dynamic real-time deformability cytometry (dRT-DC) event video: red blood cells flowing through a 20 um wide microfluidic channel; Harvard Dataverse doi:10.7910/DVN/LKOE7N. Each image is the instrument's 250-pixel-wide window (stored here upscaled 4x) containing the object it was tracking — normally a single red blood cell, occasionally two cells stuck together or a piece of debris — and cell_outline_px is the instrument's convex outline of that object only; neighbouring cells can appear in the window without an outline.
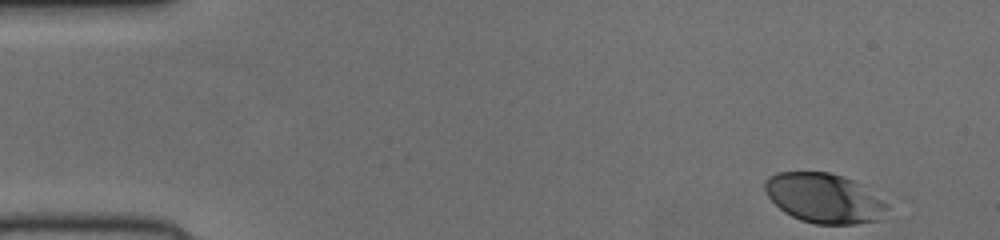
{"species": "human", "species_latin": "Homo sapiens", "temperature_condition": "cold", "stored_images_in_passage": 49, "camera_frame_rate_fps": 3000, "um_per_image_px": 0.085, "donor": {"sex": "female"}, "frame": {"image": 1, "passage_image": 1, "time_ms": 0.0, "image_size_px": [1000, 240], "cell_outline_px": [[888, 208], [880, 220], [856, 224], [816, 224], [800, 220], [784, 212], [768, 196], [764, 188], [764, 180], [768, 176], [776, 172], [828, 172], [844, 176], [852, 180], [888, 204]], "centroid_in_image_um": [70.02, 16.85], "position_along_channel_um": 15.0, "area_um2": 35.2}}
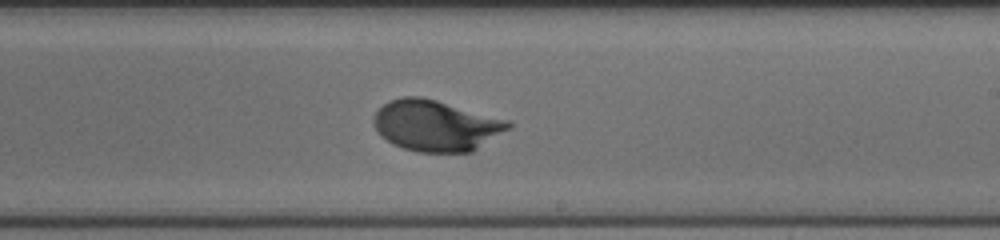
{"frame": {"image": 2, "passage_image": 28, "time_ms": 9.0, "image_size_px": [1000, 240], "cell_outline_px": [[512, 128], [472, 152], [416, 152], [392, 144], [380, 136], [372, 124], [372, 116], [388, 100], [404, 96], [420, 96], [436, 100], [508, 120], [512, 124]], "centroid_in_image_um": [37.03, 10.68], "position_along_channel_um": 252.0, "area_um2": 40.29}}
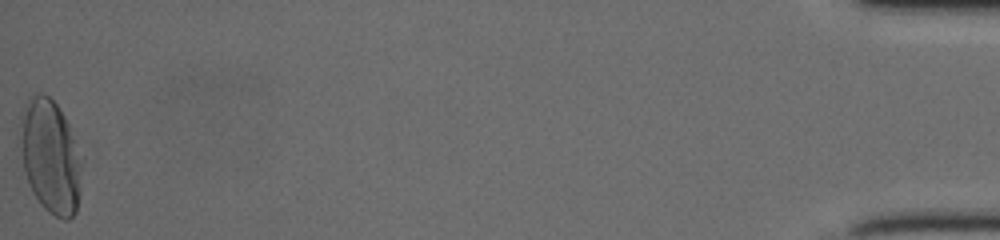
{"frame": {"image": 3, "passage_image": 49, "time_ms": 16.0, "image_size_px": [1000, 240], "cell_outline_px": [[84, 160], [76, 212], [68, 220], [64, 220], [48, 212], [40, 204], [32, 192], [28, 184], [24, 172], [16, 144], [20, 116], [28, 100], [36, 92], [40, 92], [48, 96], [56, 104], [64, 116], [68, 124]], "centroid_in_image_um": [4.24, 13.29], "position_along_channel_um": 431.0, "area_um2": 42.08}}